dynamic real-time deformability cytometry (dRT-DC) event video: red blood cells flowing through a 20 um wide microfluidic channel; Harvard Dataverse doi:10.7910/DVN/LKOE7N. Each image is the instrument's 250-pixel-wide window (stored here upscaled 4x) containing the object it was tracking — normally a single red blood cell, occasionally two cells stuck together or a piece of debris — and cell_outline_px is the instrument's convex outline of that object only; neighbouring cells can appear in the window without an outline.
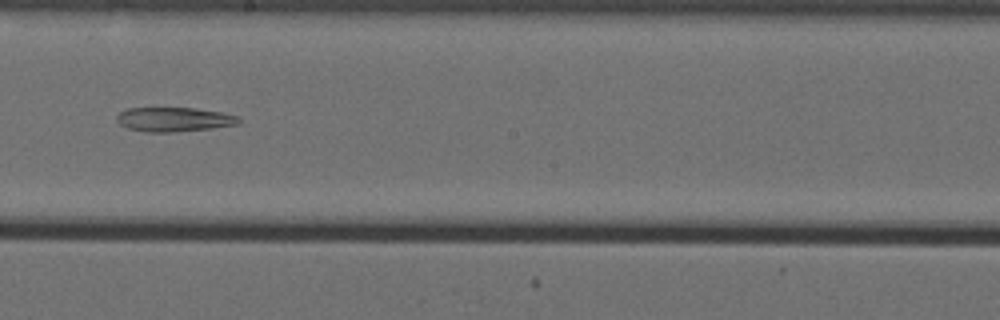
{"species": "Egyptian fruit bat (a non-hibernating species)", "species_latin": "Rousettus aegyptiacus", "temperature_condition": "cold", "stored_images_in_passage": 59, "camera_frame_rate_fps": 3000, "um_per_image_px": 0.085, "animal": {"sex": "female"}, "frame": {"image": 1, "passage_image": 36, "time_ms": 11.667, "image_size_px": [1000, 320], "cell_outline_px": [[244, 120], [240, 124], [212, 128], [172, 132], [148, 132], [128, 128], [120, 124], [116, 120], [116, 116], [120, 112], [128, 108], [196, 108], [220, 112], [240, 116]], "centroid_in_image_um": [14.85, 10.15], "position_along_channel_um": 233.3, "area_um2": 17.4}}
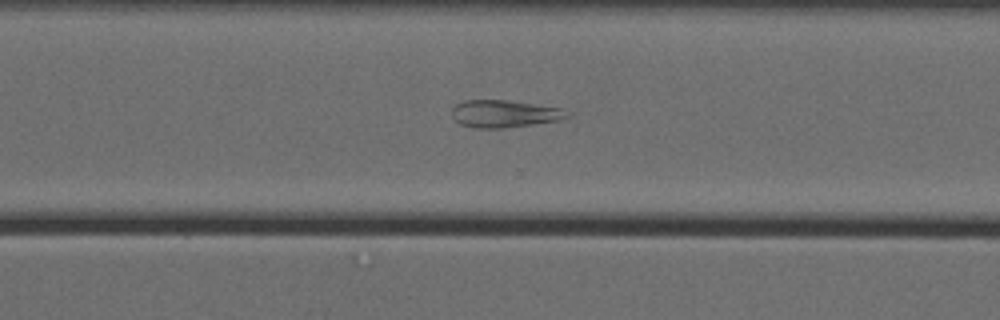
{"frame": {"image": 2, "passage_image": 44, "time_ms": 14.333, "image_size_px": [1000, 320], "cell_outline_px": [[572, 116], [564, 120], [504, 128], [472, 128], [460, 124], [452, 120], [452, 108], [456, 104], [464, 100], [508, 100], [564, 108], [572, 112]], "centroid_in_image_um": [42.94, 9.67], "position_along_channel_um": 327.7, "area_um2": 18.96}}
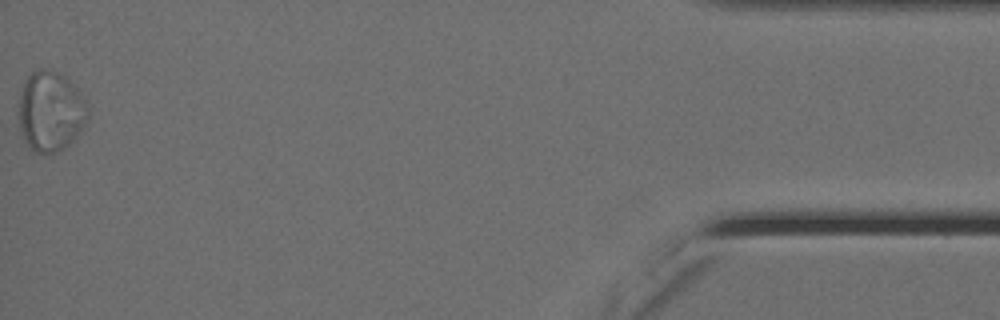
{"frame": {"image": 3, "passage_image": 59, "time_ms": 19.333, "image_size_px": [1000, 320], "cell_outline_px": [[88, 120], [84, 128], [64, 148], [48, 156], [44, 156], [36, 152], [24, 140], [20, 132], [20, 92], [28, 76], [32, 72], [40, 68], [56, 72], [64, 76], [88, 100]], "centroid_in_image_um": [4.33, 9.5], "position_along_channel_um": 430.9, "area_um2": 32.43}}